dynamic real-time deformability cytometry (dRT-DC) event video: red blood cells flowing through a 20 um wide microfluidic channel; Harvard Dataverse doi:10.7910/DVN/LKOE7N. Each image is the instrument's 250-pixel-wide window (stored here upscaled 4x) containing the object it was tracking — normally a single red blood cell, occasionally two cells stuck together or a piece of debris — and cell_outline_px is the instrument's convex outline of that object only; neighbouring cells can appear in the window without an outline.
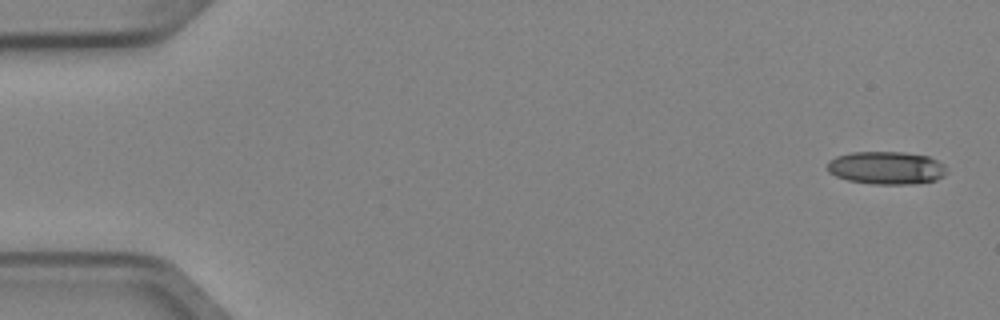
{"species": "Egyptian fruit bat (a non-hibernating species)", "species_latin": "Rousettus aegyptiacus", "temperature_condition": "cold", "stored_images_in_passage": 5, "camera_frame_rate_fps": 3000, "um_per_image_px": 0.085, "animal": {"sex": "female"}, "frame": {"image": 1, "passage_image": 1, "time_ms": 0.0, "image_size_px": [1000, 320], "cell_outline_px": [[948, 172], [944, 176], [936, 180], [912, 184], [872, 184], [848, 180], [836, 176], [828, 172], [828, 160], [836, 156], [852, 152], [904, 152], [928, 156], [944, 164]], "centroid_in_image_um": [75.35, 14.27], "position_along_channel_um": 9.6, "area_um2": 23.0}}
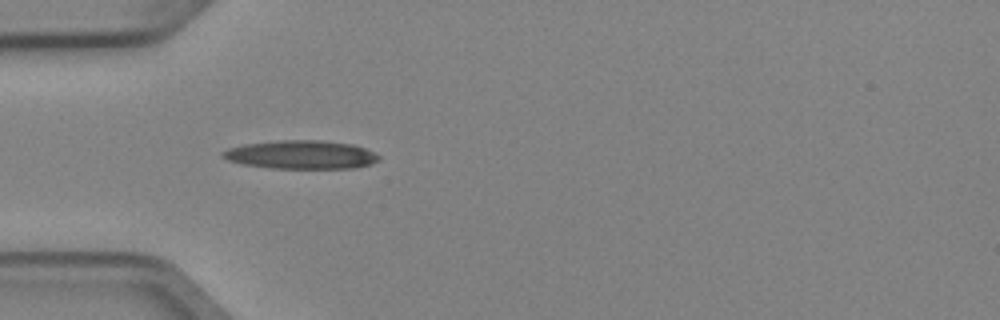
{"frame": {"image": 2, "passage_image": 5, "time_ms": 1.333, "image_size_px": [1000, 320], "cell_outline_px": [[380, 160], [372, 164], [356, 168], [272, 168], [244, 164], [228, 160], [220, 156], [220, 152], [228, 148], [244, 144], [280, 140], [320, 140], [352, 144], [364, 148], [380, 156]], "centroid_in_image_um": [25.59, 13.15], "position_along_channel_um": 59.4, "area_um2": 25.95}}